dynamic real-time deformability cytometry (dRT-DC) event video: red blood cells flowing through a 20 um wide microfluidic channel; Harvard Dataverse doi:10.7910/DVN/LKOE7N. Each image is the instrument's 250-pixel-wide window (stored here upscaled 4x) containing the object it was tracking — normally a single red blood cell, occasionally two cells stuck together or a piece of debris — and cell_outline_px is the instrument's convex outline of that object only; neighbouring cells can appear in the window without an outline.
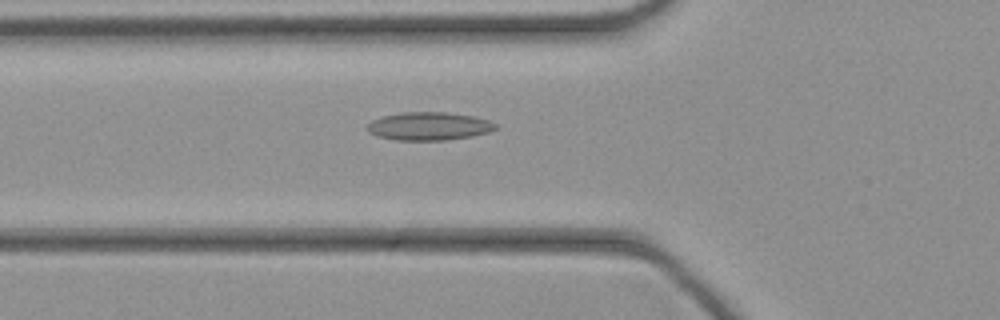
{"species": "common noctule bat (a hibernating species)", "species_latin": "Nyctalus noctula", "temperature_condition": "cold", "stored_images_in_passage": 32, "camera_frame_rate_fps": 3000, "um_per_image_px": 0.085, "animal": {"sex": "female", "body_mass_g": 21.9}, "frame": {"image": 1, "passage_image": 6, "time_ms": 1.667, "image_size_px": [1000, 320], "cell_outline_px": [[496, 128], [488, 132], [472, 136], [448, 140], [396, 140], [376, 136], [368, 132], [364, 128], [372, 120], [380, 116], [400, 112], [448, 112], [472, 116], [488, 120], [496, 124]], "centroid_in_image_um": [36.39, 10.72], "position_along_channel_um": 89.4, "area_um2": 21.21}}
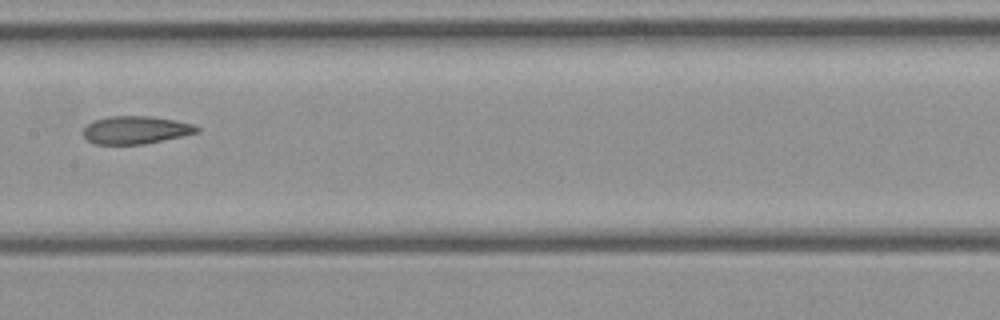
{"frame": {"image": 2, "passage_image": 13, "time_ms": 4.0, "image_size_px": [1000, 320], "cell_outline_px": [[200, 132], [144, 144], [92, 144], [84, 136], [84, 128], [92, 120], [108, 116], [152, 116], [176, 120], [196, 124], [200, 128]], "centroid_in_image_um": [11.56, 11.04], "position_along_channel_um": 195.8, "area_um2": 18.61}}
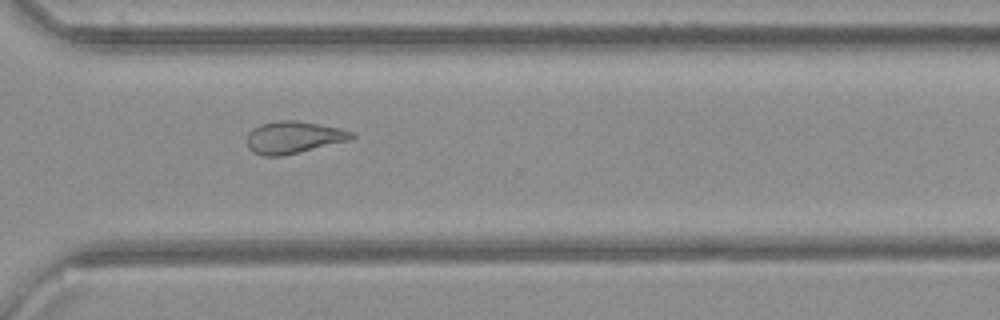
{"frame": {"image": 3, "passage_image": 23, "time_ms": 7.333, "image_size_px": [1000, 320], "cell_outline_px": [[356, 136], [352, 140], [284, 156], [264, 156], [252, 152], [248, 148], [248, 132], [252, 128], [260, 124], [280, 120], [296, 120], [340, 128], [352, 132]], "centroid_in_image_um": [24.96, 11.68], "position_along_channel_um": 345.6, "area_um2": 19.83}}